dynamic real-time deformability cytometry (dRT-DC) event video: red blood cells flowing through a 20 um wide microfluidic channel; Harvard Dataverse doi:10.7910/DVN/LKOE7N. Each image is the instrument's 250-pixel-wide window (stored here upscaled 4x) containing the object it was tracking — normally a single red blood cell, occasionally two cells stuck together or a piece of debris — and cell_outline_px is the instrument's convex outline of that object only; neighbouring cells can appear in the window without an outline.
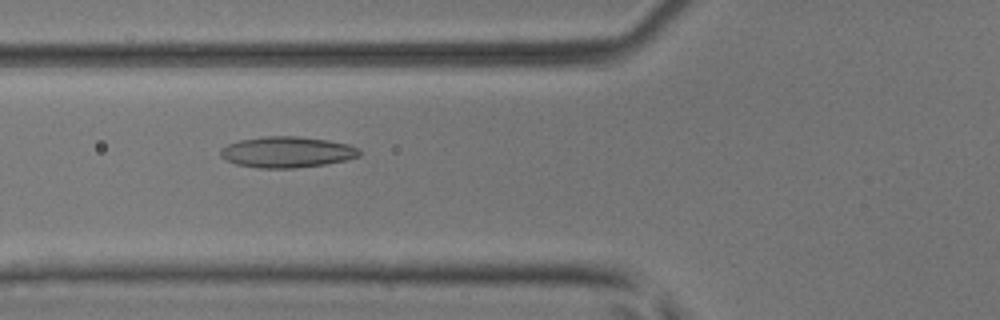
{"species": "common noctule bat (a hibernating species)", "species_latin": "Nyctalus noctula", "temperature_condition": "room temperature", "stored_images_in_passage": 7, "camera_frame_rate_fps": 3000, "um_per_image_px": 0.085, "animal": {"sex": "male", "body_mass_g": 17.9, "forearm_length_mm": 54.2}, "frame": {"image": 1, "passage_image": 5, "time_ms": 1.333, "image_size_px": [1000, 320], "cell_outline_px": [[360, 156], [344, 160], [324, 164], [296, 168], [256, 168], [236, 164], [220, 156], [220, 148], [228, 144], [240, 140], [264, 136], [296, 136], [328, 140], [348, 144], [360, 148]], "centroid_in_image_um": [24.39, 12.92], "position_along_channel_um": 101.4, "area_um2": 25.09}}
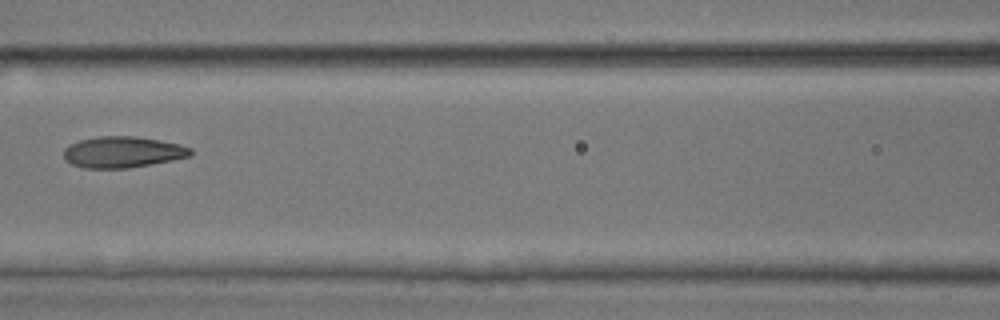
{"frame": {"image": 2, "passage_image": 6, "time_ms": 1.667, "image_size_px": [1000, 320], "cell_outline_px": [[192, 156], [172, 160], [128, 168], [84, 168], [72, 164], [64, 156], [64, 148], [68, 144], [80, 140], [100, 136], [136, 136], [160, 140], [180, 144], [192, 148]], "centroid_in_image_um": [10.45, 12.92], "position_along_channel_um": 156.2, "area_um2": 23.06}}
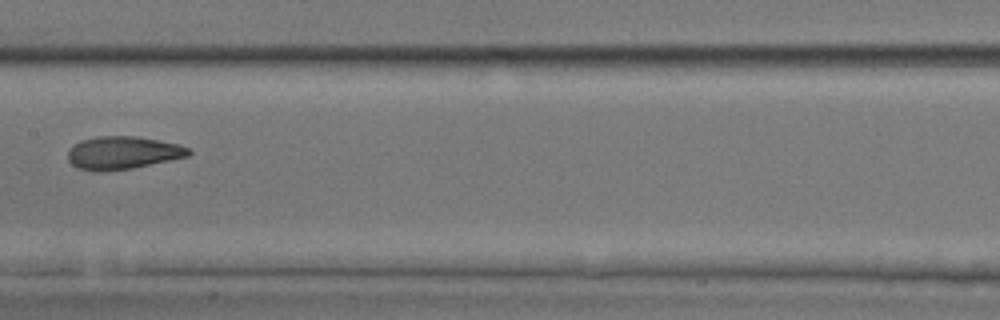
{"frame": {"image": 3, "passage_image": 7, "time_ms": 2.0, "image_size_px": [1000, 320], "cell_outline_px": [[192, 152], [188, 156], [172, 160], [132, 168], [104, 172], [96, 172], [80, 168], [72, 164], [68, 160], [68, 152], [76, 144], [84, 140], [96, 136], [136, 136], [180, 144], [192, 148]], "centroid_in_image_um": [10.5, 12.99], "position_along_channel_um": 196.9, "area_um2": 23.18}}